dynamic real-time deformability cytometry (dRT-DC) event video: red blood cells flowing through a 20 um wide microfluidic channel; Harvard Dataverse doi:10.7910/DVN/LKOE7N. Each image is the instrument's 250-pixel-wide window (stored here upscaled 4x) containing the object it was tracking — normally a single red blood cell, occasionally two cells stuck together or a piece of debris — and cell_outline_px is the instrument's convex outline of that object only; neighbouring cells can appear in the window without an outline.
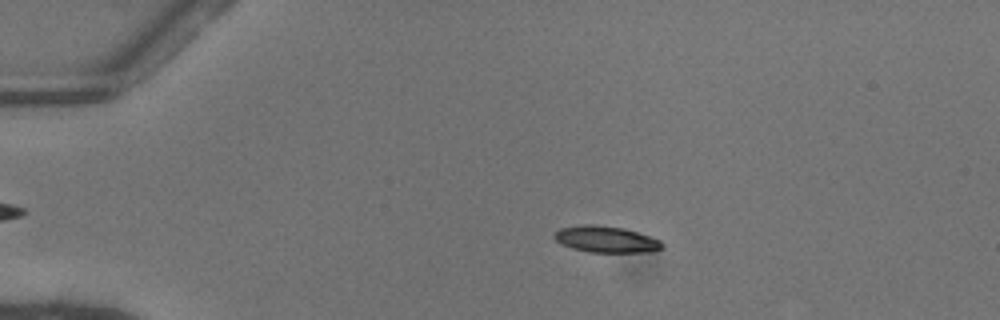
{"species": "common noctule bat (a hibernating species)", "species_latin": "Nyctalus noctula", "temperature_condition": "warm", "stored_images_in_passage": 51, "camera_frame_rate_fps": 3000, "um_per_image_px": 0.085, "animal": {"sex": "female"}, "frame": {"image": 1, "passage_image": 11, "time_ms": 3.333, "image_size_px": [1000, 320], "cell_outline_px": [[664, 248], [648, 252], [588, 252], [572, 248], [556, 240], [552, 236], [560, 228], [580, 224], [592, 224], [624, 228], [660, 240], [664, 244]], "centroid_in_image_um": [51.51, 20.34], "position_along_channel_um": 33.5, "area_um2": 16.53}}
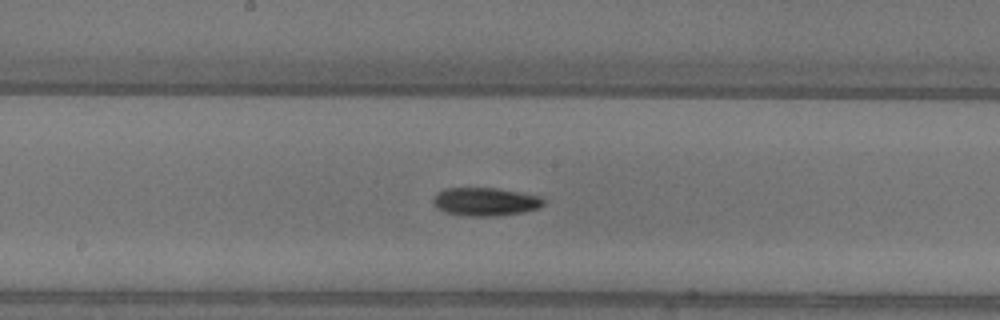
{"frame": {"image": 2, "passage_image": 28, "time_ms": 9.0, "image_size_px": [1000, 320], "cell_outline_px": [[544, 204], [536, 208], [524, 212], [496, 216], [464, 216], [444, 212], [436, 208], [432, 204], [432, 200], [436, 192], [444, 188], [496, 188], [520, 192], [540, 196], [544, 200]], "centroid_in_image_um": [41.19, 17.14], "position_along_channel_um": 207.0, "area_um2": 18.38}}
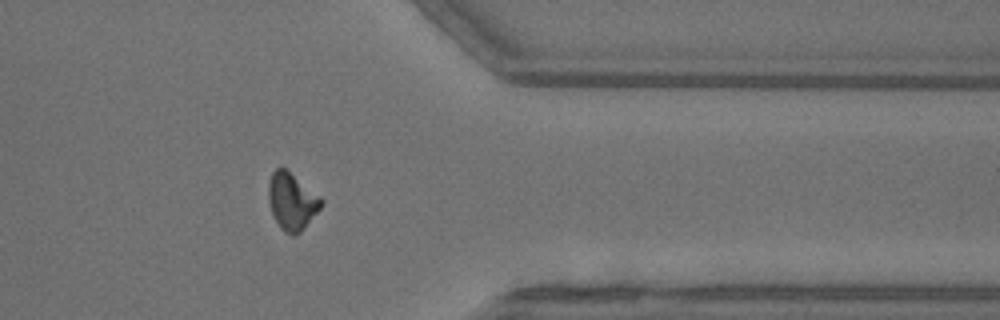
{"frame": {"image": 3, "passage_image": 42, "time_ms": 13.667, "image_size_px": [1000, 320], "cell_outline_px": [[324, 204], [300, 232], [292, 236], [284, 232], [280, 228], [272, 212], [268, 200], [268, 184], [272, 172], [276, 168], [284, 168], [320, 196], [324, 200]], "centroid_in_image_um": [24.81, 17.13], "position_along_channel_um": 386.6, "area_um2": 17.34}, "authors_computed_cell_mechanics": {"area_um2": 16.762, "velocity_mm_per_s": 4.0932, "shape_relaxation_time_tau1_ms": 3.7837, "shape_relaxation_time_tau2_ms": null, "deformation_change_tau1": 0.1423, "deformation_change_tau2": null}}